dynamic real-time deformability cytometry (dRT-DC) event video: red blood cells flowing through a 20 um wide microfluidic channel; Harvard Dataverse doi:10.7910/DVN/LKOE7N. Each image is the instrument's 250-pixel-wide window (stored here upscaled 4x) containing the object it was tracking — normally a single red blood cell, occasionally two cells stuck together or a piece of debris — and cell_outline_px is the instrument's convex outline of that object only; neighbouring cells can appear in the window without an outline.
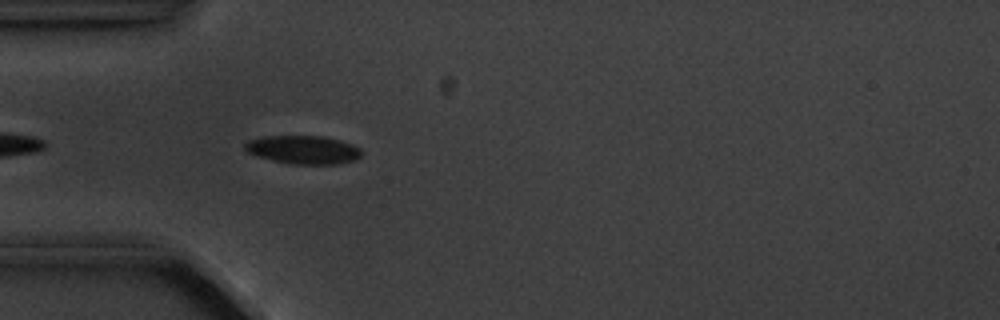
{"species": "common noctule bat (a hibernating species)", "species_latin": "Nyctalus noctula", "temperature_condition": "cold", "stored_images_in_passage": 5, "camera_frame_rate_fps": 3000, "um_per_image_px": 0.085, "animal": {"sex": "male", "body_mass_g": 20.1, "forearm_length_mm": 53.5}, "frame": {"image": 1, "passage_image": 5, "time_ms": 4.667, "image_size_px": [1000, 320], "cell_outline_px": [[360, 156], [352, 160], [336, 164], [292, 164], [272, 160], [256, 156], [248, 152], [244, 148], [244, 144], [248, 140], [260, 136], [320, 136], [340, 140], [352, 144], [360, 148]], "centroid_in_image_um": [25.72, 12.72], "position_along_channel_um": 59.3, "area_um2": 19.19}}